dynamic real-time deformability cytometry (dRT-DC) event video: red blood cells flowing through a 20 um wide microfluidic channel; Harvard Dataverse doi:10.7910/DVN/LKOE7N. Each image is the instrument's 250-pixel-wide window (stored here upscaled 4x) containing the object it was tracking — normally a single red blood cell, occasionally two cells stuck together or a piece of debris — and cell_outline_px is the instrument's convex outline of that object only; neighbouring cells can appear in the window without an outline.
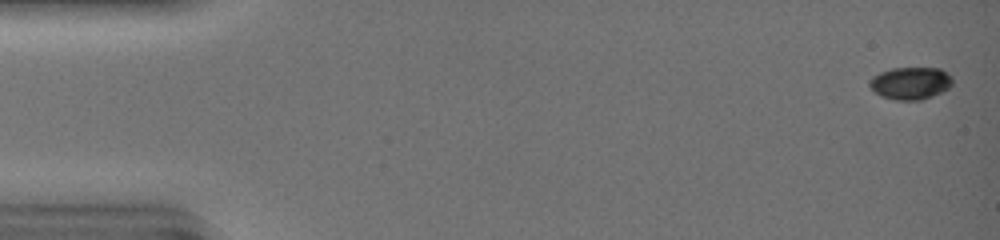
{"species": "common noctule bat (a hibernating species)", "species_latin": "Nyctalus noctula", "temperature_condition": "warm", "stored_images_in_passage": 47, "camera_frame_rate_fps": 3000, "um_per_image_px": 0.085, "animal": {"sex": "female", "body_mass_g": 19.0, "forearm_length_mm": 51.5}, "frame": {"image": 1, "passage_image": 2, "time_ms": 0.333, "image_size_px": [1000, 240], "cell_outline_px": [[952, 84], [948, 88], [932, 96], [920, 100], [896, 100], [880, 96], [868, 84], [868, 80], [872, 76], [880, 72], [892, 68], [940, 68], [948, 72], [952, 76]], "centroid_in_image_um": [77.39, 7.06], "position_along_channel_um": 7.6, "area_um2": 15.72}}
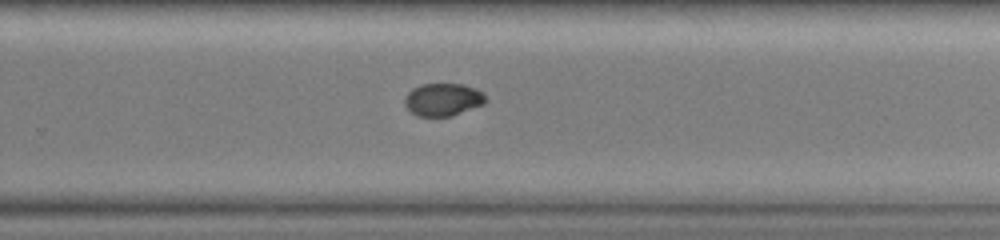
{"frame": {"image": 2, "passage_image": 33, "time_ms": 10.667, "image_size_px": [1000, 240], "cell_outline_px": [[488, 100], [484, 104], [452, 116], [416, 116], [404, 104], [404, 96], [412, 88], [420, 84], [464, 84], [476, 88], [484, 92]], "centroid_in_image_um": [37.68, 8.45], "position_along_channel_um": 292.1, "area_um2": 15.66}}
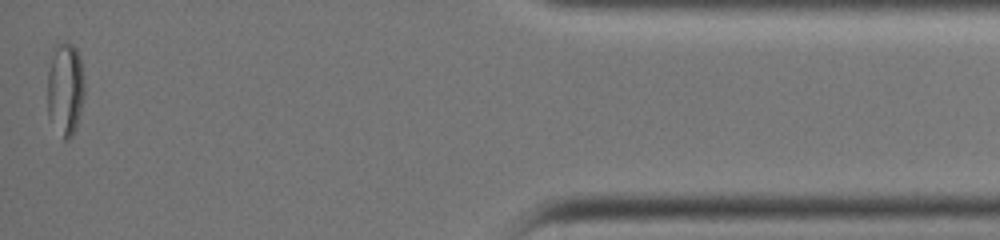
{"frame": {"image": 3, "passage_image": 47, "time_ms": 15.333, "image_size_px": [1000, 240], "cell_outline_px": [[84, 96], [76, 128], [72, 136], [68, 140], [64, 140], [48, 116], [48, 72], [56, 44], [68, 40], [76, 48], [80, 56], [84, 80]], "centroid_in_image_um": [5.56, 7.55], "position_along_channel_um": 429.6, "area_um2": 20.11}}